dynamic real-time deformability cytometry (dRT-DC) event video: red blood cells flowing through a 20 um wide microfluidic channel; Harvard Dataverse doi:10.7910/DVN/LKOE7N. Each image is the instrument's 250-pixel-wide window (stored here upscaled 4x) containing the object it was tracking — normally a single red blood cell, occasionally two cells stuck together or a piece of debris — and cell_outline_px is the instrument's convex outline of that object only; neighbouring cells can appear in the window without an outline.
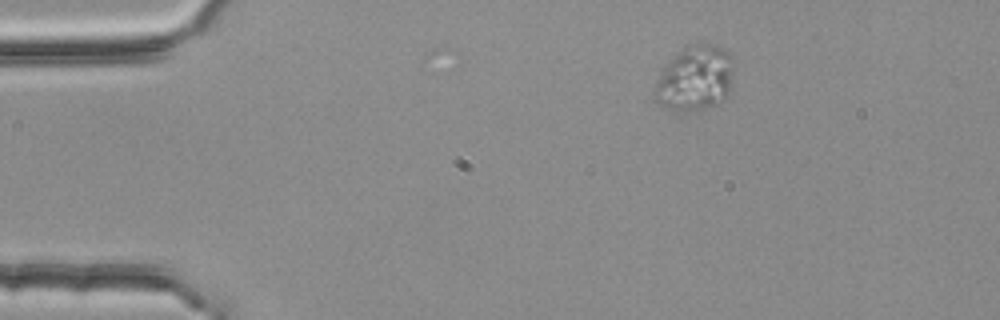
{"species": "common noctule bat (a hibernating species)", "species_latin": "Nyctalus noctula", "temperature_condition": "room temperature", "stored_images_in_passage": 4, "camera_frame_rate_fps": 3000, "um_per_image_px": 0.085, "animal": {"sex": "female", "body_mass_g": 25.1}, "frame": {"image": 1, "passage_image": 4, "time_ms": 1.0, "image_size_px": [1000, 320], "cell_outline_px": [[736, 56], [728, 92], [724, 100], [704, 112], [680, 112], [664, 108], [660, 104], [652, 92], [660, 68], [668, 60], [688, 44], [716, 44], [724, 48]], "centroid_in_image_um": [59.07, 6.67], "position_along_channel_um": 25.9, "area_um2": 31.33}}